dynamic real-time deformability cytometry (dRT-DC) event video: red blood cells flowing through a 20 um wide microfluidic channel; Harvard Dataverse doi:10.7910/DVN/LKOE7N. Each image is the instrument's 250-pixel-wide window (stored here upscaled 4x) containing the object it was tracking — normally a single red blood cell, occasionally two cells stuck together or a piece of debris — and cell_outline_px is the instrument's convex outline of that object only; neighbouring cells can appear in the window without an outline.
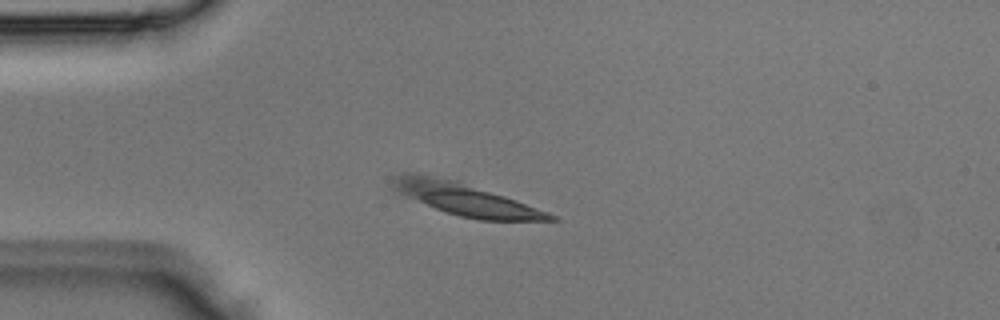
{"species": "Egyptian fruit bat (a non-hibernating species)", "species_latin": "Rousettus aegyptiacus", "temperature_condition": "room temperature", "stored_images_in_passage": 6, "segment_of_instrument_passage": [2, 2], "camera_frame_rate_fps": 3000, "um_per_image_px": 0.085, "animal": {"sex": "male"}, "frame": {"image": 1, "passage_image": 5, "time_ms": 1.333, "image_size_px": [1000, 320], "cell_outline_px": [[560, 220], [480, 220], [460, 216], [436, 208], [404, 196], [396, 192], [392, 188], [392, 180], [400, 172], [412, 172], [456, 180], [516, 200], [548, 212], [556, 216]], "centroid_in_image_um": [39.5, 16.91], "position_along_channel_um": 45.5, "area_um2": 29.13}}